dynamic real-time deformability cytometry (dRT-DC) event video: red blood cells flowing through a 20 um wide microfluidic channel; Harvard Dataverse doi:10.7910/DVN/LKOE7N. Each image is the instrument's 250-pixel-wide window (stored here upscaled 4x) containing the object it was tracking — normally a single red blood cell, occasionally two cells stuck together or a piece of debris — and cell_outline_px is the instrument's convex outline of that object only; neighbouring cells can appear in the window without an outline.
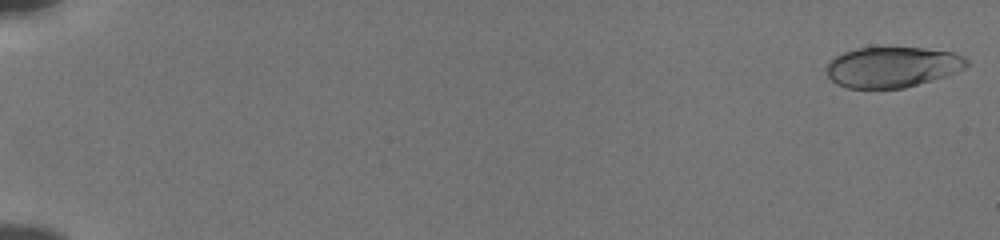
{"species": "human", "species_latin": "Homo sapiens", "temperature_condition": "cold", "stored_images_in_passage": 55, "camera_frame_rate_fps": 3000, "um_per_image_px": 0.085, "donor": {"sex": "male"}, "frame": {"image": 1, "passage_image": 1, "time_ms": 0.0, "image_size_px": [1000, 240], "cell_outline_px": [[968, 64], [964, 68], [956, 72], [932, 80], [904, 88], [848, 88], [836, 84], [828, 76], [824, 68], [828, 60], [844, 52], [856, 48], [920, 48], [952, 52], [964, 56], [968, 60]], "centroid_in_image_um": [75.8, 5.7], "position_along_channel_um": 9.2, "area_um2": 33.12}}
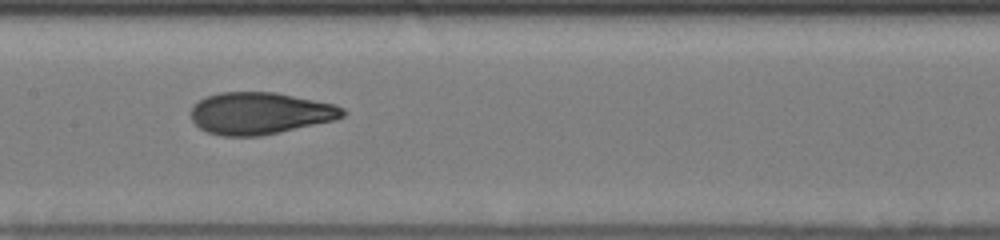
{"frame": {"image": 2, "passage_image": 30, "time_ms": 9.667, "image_size_px": [1000, 240], "cell_outline_px": [[348, 112], [344, 116], [336, 120], [260, 136], [224, 136], [208, 132], [200, 128], [192, 120], [192, 104], [208, 96], [220, 92], [276, 92], [336, 104], [344, 108]], "centroid_in_image_um": [22.15, 9.62], "position_along_channel_um": 185.3, "area_um2": 37.22}}
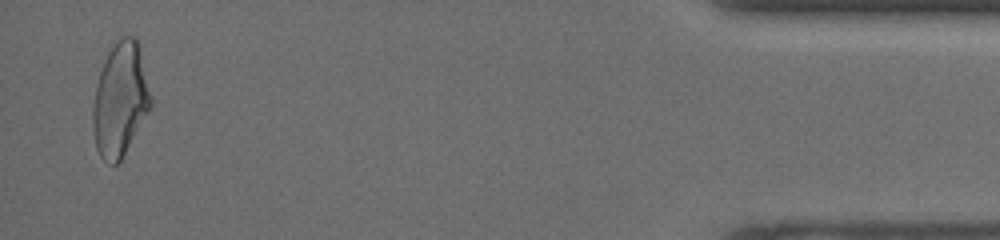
{"frame": {"image": 3, "passage_image": 54, "time_ms": 17.667, "image_size_px": [1000, 240], "cell_outline_px": [[152, 104], [120, 160], [116, 164], [112, 164], [104, 160], [100, 156], [96, 148], [92, 128], [92, 108], [96, 84], [104, 60], [108, 52], [120, 36], [136, 36], [140, 44], [152, 100]], "centroid_in_image_um": [10.21, 8.41], "position_along_channel_um": 425.0, "area_um2": 38.32}, "authors_computed_cell_mechanics": {"area_um2": 36.2984, "velocity_mm_per_s": 3.8494, "shape_relaxation_time_tau1_ms": 4.7848, "shape_relaxation_time_tau2_ms": 1.1927, "deformation_change_tau1": 0.1827, "deformation_change_tau2": 0.0798}}